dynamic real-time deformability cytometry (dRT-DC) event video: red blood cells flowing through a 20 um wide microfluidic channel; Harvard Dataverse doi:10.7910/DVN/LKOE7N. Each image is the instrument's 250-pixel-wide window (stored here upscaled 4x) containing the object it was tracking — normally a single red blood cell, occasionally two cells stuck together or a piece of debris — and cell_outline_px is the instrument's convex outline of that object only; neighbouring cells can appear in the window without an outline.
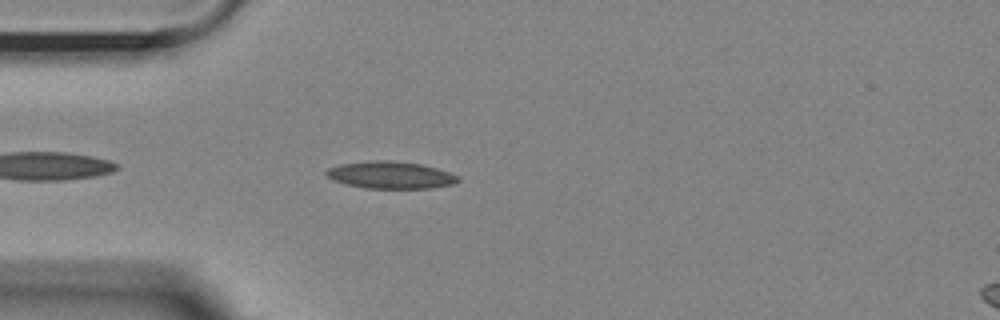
{"species": "Egyptian fruit bat (a non-hibernating species)", "species_latin": "Rousettus aegyptiacus", "temperature_condition": "room temperature", "stored_images_in_passage": 43, "camera_frame_rate_fps": 3000, "um_per_image_px": 0.085, "animal": {"sex": "female"}, "frame": {"image": 1, "passage_image": 3, "time_ms": 0.667, "image_size_px": [1000, 320], "cell_outline_px": [[460, 180], [452, 184], [432, 188], [364, 188], [332, 180], [324, 172], [328, 168], [340, 164], [372, 160], [392, 160], [420, 164], [436, 168], [448, 172], [456, 176]], "centroid_in_image_um": [33.16, 14.87], "position_along_channel_um": 51.8, "area_um2": 20.69}}
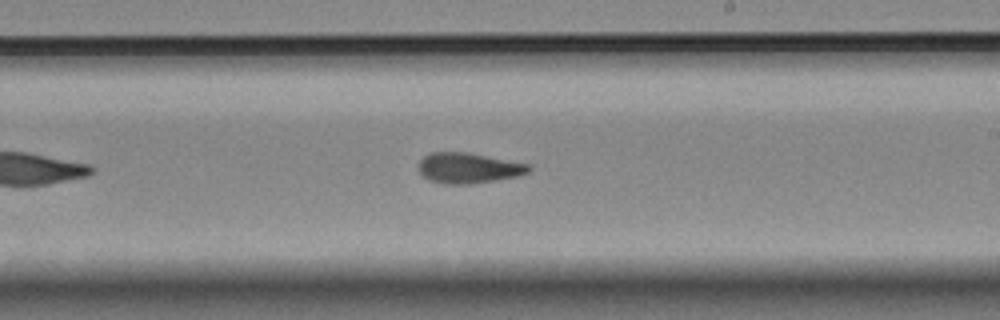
{"frame": {"image": 2, "passage_image": 20, "time_ms": 6.333, "image_size_px": [1000, 320], "cell_outline_px": [[532, 168], [528, 172], [516, 176], [468, 184], [444, 184], [428, 180], [416, 168], [420, 160], [424, 156], [432, 152], [468, 152], [532, 164]], "centroid_in_image_um": [39.8, 14.27], "position_along_channel_um": 249.2, "area_um2": 19.65}}
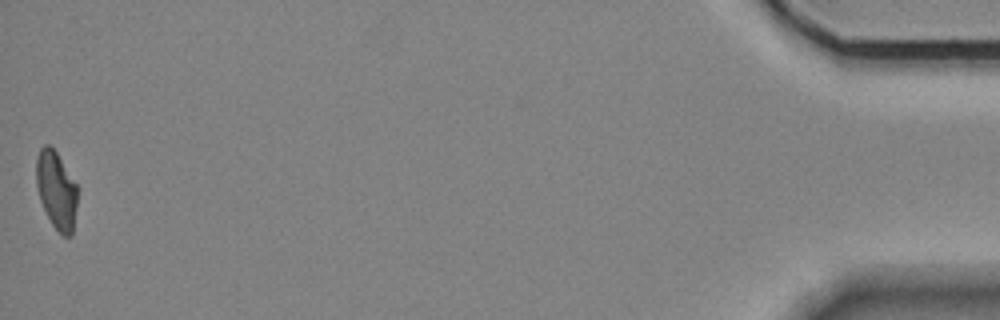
{"frame": {"image": 3, "passage_image": 43, "time_ms": 14.0, "image_size_px": [1000, 320], "cell_outline_px": [[76, 208], [72, 236], [64, 236], [52, 224], [40, 200], [36, 184], [36, 156], [40, 148], [44, 144], [48, 144], [56, 152], [76, 184]], "centroid_in_image_um": [4.77, 16.14], "position_along_channel_um": 430.4, "area_um2": 18.32}, "authors_computed_cell_mechanics": {"area_um2": 19.3052, "velocity_mm_per_s": 3.6035, "shape_relaxation_time_tau1_ms": null, "shape_relaxation_time_tau2_ms": 3.0791, "deformation_change_tau1": null, "deformation_change_tau2": 0.0947}}